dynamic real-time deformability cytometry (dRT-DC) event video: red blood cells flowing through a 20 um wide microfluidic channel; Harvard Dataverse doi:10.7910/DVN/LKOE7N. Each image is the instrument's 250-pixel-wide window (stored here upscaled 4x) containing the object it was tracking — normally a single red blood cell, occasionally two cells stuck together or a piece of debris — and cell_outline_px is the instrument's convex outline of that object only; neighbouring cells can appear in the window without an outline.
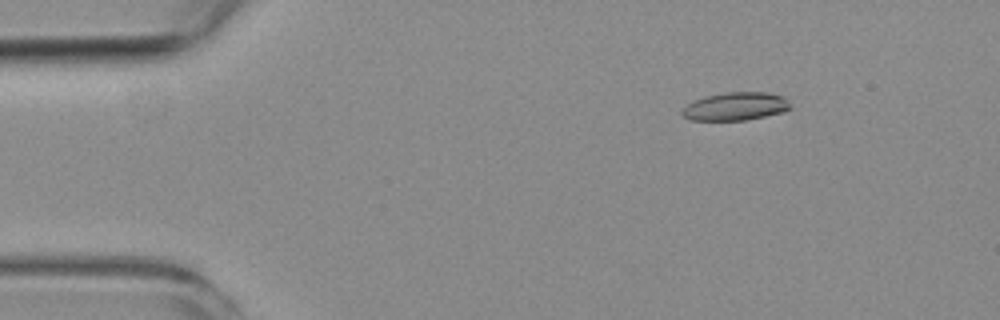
{"species": "common noctule bat (a hibernating species)", "species_latin": "Nyctalus noctula", "temperature_condition": "room temperature", "stored_images_in_passage": 4, "camera_frame_rate_fps": 3000, "um_per_image_px": 0.085, "animal": {"sex": "female", "body_mass_g": 19.3, "forearm_length_mm": 54.1}, "frame": {"image": 1, "passage_image": 1, "time_ms": 0.0, "image_size_px": [1000, 320], "cell_outline_px": [[792, 108], [784, 112], [744, 120], [692, 120], [684, 116], [680, 112], [688, 104], [704, 96], [728, 92], [768, 92], [784, 96], [792, 104]], "centroid_in_image_um": [62.59, 9.03], "position_along_channel_um": 22.4, "area_um2": 17.74}}
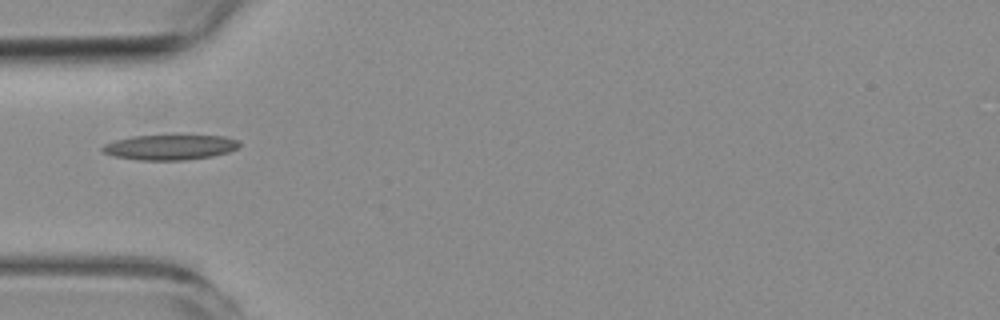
{"frame": {"image": 2, "passage_image": 4, "time_ms": 3.333, "image_size_px": [1000, 320], "cell_outline_px": [[240, 144], [236, 148], [228, 152], [212, 156], [184, 160], [140, 160], [112, 156], [100, 152], [100, 148], [104, 144], [116, 140], [132, 136], [224, 136], [236, 140]], "centroid_in_image_um": [14.37, 12.52], "position_along_channel_um": 70.6, "area_um2": 19.88}}